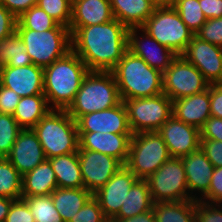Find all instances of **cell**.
I'll return each mask as SVG.
<instances>
[{
  "label": "cell",
  "instance_id": "cell-38",
  "mask_svg": "<svg viewBox=\"0 0 222 222\" xmlns=\"http://www.w3.org/2000/svg\"><path fill=\"white\" fill-rule=\"evenodd\" d=\"M199 39L222 47V17L207 19L195 33Z\"/></svg>",
  "mask_w": 222,
  "mask_h": 222
},
{
  "label": "cell",
  "instance_id": "cell-54",
  "mask_svg": "<svg viewBox=\"0 0 222 222\" xmlns=\"http://www.w3.org/2000/svg\"><path fill=\"white\" fill-rule=\"evenodd\" d=\"M105 222H117V221H115L113 219H107Z\"/></svg>",
  "mask_w": 222,
  "mask_h": 222
},
{
  "label": "cell",
  "instance_id": "cell-17",
  "mask_svg": "<svg viewBox=\"0 0 222 222\" xmlns=\"http://www.w3.org/2000/svg\"><path fill=\"white\" fill-rule=\"evenodd\" d=\"M76 123L78 132L133 134L123 101L115 107L82 115Z\"/></svg>",
  "mask_w": 222,
  "mask_h": 222
},
{
  "label": "cell",
  "instance_id": "cell-5",
  "mask_svg": "<svg viewBox=\"0 0 222 222\" xmlns=\"http://www.w3.org/2000/svg\"><path fill=\"white\" fill-rule=\"evenodd\" d=\"M32 129L46 159L78 152L77 123L66 110L51 109Z\"/></svg>",
  "mask_w": 222,
  "mask_h": 222
},
{
  "label": "cell",
  "instance_id": "cell-9",
  "mask_svg": "<svg viewBox=\"0 0 222 222\" xmlns=\"http://www.w3.org/2000/svg\"><path fill=\"white\" fill-rule=\"evenodd\" d=\"M128 124L133 134L158 131L172 116V100L165 94L126 99Z\"/></svg>",
  "mask_w": 222,
  "mask_h": 222
},
{
  "label": "cell",
  "instance_id": "cell-23",
  "mask_svg": "<svg viewBox=\"0 0 222 222\" xmlns=\"http://www.w3.org/2000/svg\"><path fill=\"white\" fill-rule=\"evenodd\" d=\"M172 115L199 130L210 114V85L201 93L172 101Z\"/></svg>",
  "mask_w": 222,
  "mask_h": 222
},
{
  "label": "cell",
  "instance_id": "cell-25",
  "mask_svg": "<svg viewBox=\"0 0 222 222\" xmlns=\"http://www.w3.org/2000/svg\"><path fill=\"white\" fill-rule=\"evenodd\" d=\"M58 187L55 172L48 159L22 176V196L50 195Z\"/></svg>",
  "mask_w": 222,
  "mask_h": 222
},
{
  "label": "cell",
  "instance_id": "cell-45",
  "mask_svg": "<svg viewBox=\"0 0 222 222\" xmlns=\"http://www.w3.org/2000/svg\"><path fill=\"white\" fill-rule=\"evenodd\" d=\"M200 139L222 141V119L210 116L200 129Z\"/></svg>",
  "mask_w": 222,
  "mask_h": 222
},
{
  "label": "cell",
  "instance_id": "cell-21",
  "mask_svg": "<svg viewBox=\"0 0 222 222\" xmlns=\"http://www.w3.org/2000/svg\"><path fill=\"white\" fill-rule=\"evenodd\" d=\"M181 159L190 197L196 201L200 200L201 196L203 197L208 192L214 166L200 148ZM193 191L196 192L195 195L198 191L200 197L193 195Z\"/></svg>",
  "mask_w": 222,
  "mask_h": 222
},
{
  "label": "cell",
  "instance_id": "cell-40",
  "mask_svg": "<svg viewBox=\"0 0 222 222\" xmlns=\"http://www.w3.org/2000/svg\"><path fill=\"white\" fill-rule=\"evenodd\" d=\"M222 203L195 200L196 222H222Z\"/></svg>",
  "mask_w": 222,
  "mask_h": 222
},
{
  "label": "cell",
  "instance_id": "cell-34",
  "mask_svg": "<svg viewBox=\"0 0 222 222\" xmlns=\"http://www.w3.org/2000/svg\"><path fill=\"white\" fill-rule=\"evenodd\" d=\"M21 198L27 202L35 222H65L56 210L51 195Z\"/></svg>",
  "mask_w": 222,
  "mask_h": 222
},
{
  "label": "cell",
  "instance_id": "cell-11",
  "mask_svg": "<svg viewBox=\"0 0 222 222\" xmlns=\"http://www.w3.org/2000/svg\"><path fill=\"white\" fill-rule=\"evenodd\" d=\"M202 73L183 56H176L163 73V93L172 101L198 94L208 89Z\"/></svg>",
  "mask_w": 222,
  "mask_h": 222
},
{
  "label": "cell",
  "instance_id": "cell-3",
  "mask_svg": "<svg viewBox=\"0 0 222 222\" xmlns=\"http://www.w3.org/2000/svg\"><path fill=\"white\" fill-rule=\"evenodd\" d=\"M111 72L122 101L154 97L163 93V73L128 50Z\"/></svg>",
  "mask_w": 222,
  "mask_h": 222
},
{
  "label": "cell",
  "instance_id": "cell-28",
  "mask_svg": "<svg viewBox=\"0 0 222 222\" xmlns=\"http://www.w3.org/2000/svg\"><path fill=\"white\" fill-rule=\"evenodd\" d=\"M55 172L60 188H82L84 183L81 176L78 152L55 156L48 159Z\"/></svg>",
  "mask_w": 222,
  "mask_h": 222
},
{
  "label": "cell",
  "instance_id": "cell-52",
  "mask_svg": "<svg viewBox=\"0 0 222 222\" xmlns=\"http://www.w3.org/2000/svg\"><path fill=\"white\" fill-rule=\"evenodd\" d=\"M176 0H151L155 8L174 7Z\"/></svg>",
  "mask_w": 222,
  "mask_h": 222
},
{
  "label": "cell",
  "instance_id": "cell-41",
  "mask_svg": "<svg viewBox=\"0 0 222 222\" xmlns=\"http://www.w3.org/2000/svg\"><path fill=\"white\" fill-rule=\"evenodd\" d=\"M4 222H35L29 206L24 199L14 200Z\"/></svg>",
  "mask_w": 222,
  "mask_h": 222
},
{
  "label": "cell",
  "instance_id": "cell-48",
  "mask_svg": "<svg viewBox=\"0 0 222 222\" xmlns=\"http://www.w3.org/2000/svg\"><path fill=\"white\" fill-rule=\"evenodd\" d=\"M0 3L18 18L23 12L37 5L38 0H0Z\"/></svg>",
  "mask_w": 222,
  "mask_h": 222
},
{
  "label": "cell",
  "instance_id": "cell-53",
  "mask_svg": "<svg viewBox=\"0 0 222 222\" xmlns=\"http://www.w3.org/2000/svg\"><path fill=\"white\" fill-rule=\"evenodd\" d=\"M5 159H7V156L0 151V163H2Z\"/></svg>",
  "mask_w": 222,
  "mask_h": 222
},
{
  "label": "cell",
  "instance_id": "cell-29",
  "mask_svg": "<svg viewBox=\"0 0 222 222\" xmlns=\"http://www.w3.org/2000/svg\"><path fill=\"white\" fill-rule=\"evenodd\" d=\"M153 201L146 180L138 179L128 191L125 202L113 220H121L151 210Z\"/></svg>",
  "mask_w": 222,
  "mask_h": 222
},
{
  "label": "cell",
  "instance_id": "cell-6",
  "mask_svg": "<svg viewBox=\"0 0 222 222\" xmlns=\"http://www.w3.org/2000/svg\"><path fill=\"white\" fill-rule=\"evenodd\" d=\"M26 46L32 63L45 68L72 50L71 32L59 24L48 31L16 29Z\"/></svg>",
  "mask_w": 222,
  "mask_h": 222
},
{
  "label": "cell",
  "instance_id": "cell-42",
  "mask_svg": "<svg viewBox=\"0 0 222 222\" xmlns=\"http://www.w3.org/2000/svg\"><path fill=\"white\" fill-rule=\"evenodd\" d=\"M200 200L209 203H222V167L214 168L208 192Z\"/></svg>",
  "mask_w": 222,
  "mask_h": 222
},
{
  "label": "cell",
  "instance_id": "cell-22",
  "mask_svg": "<svg viewBox=\"0 0 222 222\" xmlns=\"http://www.w3.org/2000/svg\"><path fill=\"white\" fill-rule=\"evenodd\" d=\"M114 19L110 0H72L71 35L80 27L99 25Z\"/></svg>",
  "mask_w": 222,
  "mask_h": 222
},
{
  "label": "cell",
  "instance_id": "cell-4",
  "mask_svg": "<svg viewBox=\"0 0 222 222\" xmlns=\"http://www.w3.org/2000/svg\"><path fill=\"white\" fill-rule=\"evenodd\" d=\"M121 102L112 72L89 71L66 111L77 121L82 115L115 107Z\"/></svg>",
  "mask_w": 222,
  "mask_h": 222
},
{
  "label": "cell",
  "instance_id": "cell-24",
  "mask_svg": "<svg viewBox=\"0 0 222 222\" xmlns=\"http://www.w3.org/2000/svg\"><path fill=\"white\" fill-rule=\"evenodd\" d=\"M110 4L114 18L128 29L141 28L155 9L151 0H110Z\"/></svg>",
  "mask_w": 222,
  "mask_h": 222
},
{
  "label": "cell",
  "instance_id": "cell-30",
  "mask_svg": "<svg viewBox=\"0 0 222 222\" xmlns=\"http://www.w3.org/2000/svg\"><path fill=\"white\" fill-rule=\"evenodd\" d=\"M155 222H196L195 200L155 202Z\"/></svg>",
  "mask_w": 222,
  "mask_h": 222
},
{
  "label": "cell",
  "instance_id": "cell-12",
  "mask_svg": "<svg viewBox=\"0 0 222 222\" xmlns=\"http://www.w3.org/2000/svg\"><path fill=\"white\" fill-rule=\"evenodd\" d=\"M84 188L92 195L123 166L116 158L97 151L78 149Z\"/></svg>",
  "mask_w": 222,
  "mask_h": 222
},
{
  "label": "cell",
  "instance_id": "cell-13",
  "mask_svg": "<svg viewBox=\"0 0 222 222\" xmlns=\"http://www.w3.org/2000/svg\"><path fill=\"white\" fill-rule=\"evenodd\" d=\"M181 56L193 64L209 84H222V47L194 35Z\"/></svg>",
  "mask_w": 222,
  "mask_h": 222
},
{
  "label": "cell",
  "instance_id": "cell-27",
  "mask_svg": "<svg viewBox=\"0 0 222 222\" xmlns=\"http://www.w3.org/2000/svg\"><path fill=\"white\" fill-rule=\"evenodd\" d=\"M51 108L44 94L21 97L13 117L22 129H32Z\"/></svg>",
  "mask_w": 222,
  "mask_h": 222
},
{
  "label": "cell",
  "instance_id": "cell-31",
  "mask_svg": "<svg viewBox=\"0 0 222 222\" xmlns=\"http://www.w3.org/2000/svg\"><path fill=\"white\" fill-rule=\"evenodd\" d=\"M31 64L32 60L17 31L0 40V66L21 67Z\"/></svg>",
  "mask_w": 222,
  "mask_h": 222
},
{
  "label": "cell",
  "instance_id": "cell-47",
  "mask_svg": "<svg viewBox=\"0 0 222 222\" xmlns=\"http://www.w3.org/2000/svg\"><path fill=\"white\" fill-rule=\"evenodd\" d=\"M210 114L222 119V84H210Z\"/></svg>",
  "mask_w": 222,
  "mask_h": 222
},
{
  "label": "cell",
  "instance_id": "cell-14",
  "mask_svg": "<svg viewBox=\"0 0 222 222\" xmlns=\"http://www.w3.org/2000/svg\"><path fill=\"white\" fill-rule=\"evenodd\" d=\"M142 32L140 34L139 32ZM138 34L140 36H138ZM128 51L142 58L150 67L164 73L177 56L165 45L159 44L142 28L128 30Z\"/></svg>",
  "mask_w": 222,
  "mask_h": 222
},
{
  "label": "cell",
  "instance_id": "cell-16",
  "mask_svg": "<svg viewBox=\"0 0 222 222\" xmlns=\"http://www.w3.org/2000/svg\"><path fill=\"white\" fill-rule=\"evenodd\" d=\"M137 180L138 178L123 165L101 189L93 194L107 219H113L119 213L128 191Z\"/></svg>",
  "mask_w": 222,
  "mask_h": 222
},
{
  "label": "cell",
  "instance_id": "cell-26",
  "mask_svg": "<svg viewBox=\"0 0 222 222\" xmlns=\"http://www.w3.org/2000/svg\"><path fill=\"white\" fill-rule=\"evenodd\" d=\"M56 210L60 213L65 222H69L71 217L85 205L93 196L84 187L82 188H60L57 187L51 194Z\"/></svg>",
  "mask_w": 222,
  "mask_h": 222
},
{
  "label": "cell",
  "instance_id": "cell-19",
  "mask_svg": "<svg viewBox=\"0 0 222 222\" xmlns=\"http://www.w3.org/2000/svg\"><path fill=\"white\" fill-rule=\"evenodd\" d=\"M7 159L23 176L46 160L43 148L33 129H22Z\"/></svg>",
  "mask_w": 222,
  "mask_h": 222
},
{
  "label": "cell",
  "instance_id": "cell-7",
  "mask_svg": "<svg viewBox=\"0 0 222 222\" xmlns=\"http://www.w3.org/2000/svg\"><path fill=\"white\" fill-rule=\"evenodd\" d=\"M171 158L168 148L157 132L132 135L125 166L138 178L146 180Z\"/></svg>",
  "mask_w": 222,
  "mask_h": 222
},
{
  "label": "cell",
  "instance_id": "cell-35",
  "mask_svg": "<svg viewBox=\"0 0 222 222\" xmlns=\"http://www.w3.org/2000/svg\"><path fill=\"white\" fill-rule=\"evenodd\" d=\"M174 8L194 34L207 20L201 10L199 0H176Z\"/></svg>",
  "mask_w": 222,
  "mask_h": 222
},
{
  "label": "cell",
  "instance_id": "cell-44",
  "mask_svg": "<svg viewBox=\"0 0 222 222\" xmlns=\"http://www.w3.org/2000/svg\"><path fill=\"white\" fill-rule=\"evenodd\" d=\"M21 97L13 90L0 84V113L13 115Z\"/></svg>",
  "mask_w": 222,
  "mask_h": 222
},
{
  "label": "cell",
  "instance_id": "cell-8",
  "mask_svg": "<svg viewBox=\"0 0 222 222\" xmlns=\"http://www.w3.org/2000/svg\"><path fill=\"white\" fill-rule=\"evenodd\" d=\"M141 28L177 56L184 53L195 35L174 7L155 8Z\"/></svg>",
  "mask_w": 222,
  "mask_h": 222
},
{
  "label": "cell",
  "instance_id": "cell-37",
  "mask_svg": "<svg viewBox=\"0 0 222 222\" xmlns=\"http://www.w3.org/2000/svg\"><path fill=\"white\" fill-rule=\"evenodd\" d=\"M21 130L12 115L0 113V151L6 156L10 153Z\"/></svg>",
  "mask_w": 222,
  "mask_h": 222
},
{
  "label": "cell",
  "instance_id": "cell-49",
  "mask_svg": "<svg viewBox=\"0 0 222 222\" xmlns=\"http://www.w3.org/2000/svg\"><path fill=\"white\" fill-rule=\"evenodd\" d=\"M206 19L222 17V0H199Z\"/></svg>",
  "mask_w": 222,
  "mask_h": 222
},
{
  "label": "cell",
  "instance_id": "cell-32",
  "mask_svg": "<svg viewBox=\"0 0 222 222\" xmlns=\"http://www.w3.org/2000/svg\"><path fill=\"white\" fill-rule=\"evenodd\" d=\"M0 196L14 200L22 196V175L8 159L0 163Z\"/></svg>",
  "mask_w": 222,
  "mask_h": 222
},
{
  "label": "cell",
  "instance_id": "cell-36",
  "mask_svg": "<svg viewBox=\"0 0 222 222\" xmlns=\"http://www.w3.org/2000/svg\"><path fill=\"white\" fill-rule=\"evenodd\" d=\"M37 6L42 8L59 24L69 28L71 23L72 0H38Z\"/></svg>",
  "mask_w": 222,
  "mask_h": 222
},
{
  "label": "cell",
  "instance_id": "cell-46",
  "mask_svg": "<svg viewBox=\"0 0 222 222\" xmlns=\"http://www.w3.org/2000/svg\"><path fill=\"white\" fill-rule=\"evenodd\" d=\"M17 17L0 3V40L16 31Z\"/></svg>",
  "mask_w": 222,
  "mask_h": 222
},
{
  "label": "cell",
  "instance_id": "cell-2",
  "mask_svg": "<svg viewBox=\"0 0 222 222\" xmlns=\"http://www.w3.org/2000/svg\"><path fill=\"white\" fill-rule=\"evenodd\" d=\"M88 72L85 63L72 50L45 67L43 94L49 107L66 110L73 102Z\"/></svg>",
  "mask_w": 222,
  "mask_h": 222
},
{
  "label": "cell",
  "instance_id": "cell-39",
  "mask_svg": "<svg viewBox=\"0 0 222 222\" xmlns=\"http://www.w3.org/2000/svg\"><path fill=\"white\" fill-rule=\"evenodd\" d=\"M106 220L99 202L92 196L69 222H105Z\"/></svg>",
  "mask_w": 222,
  "mask_h": 222
},
{
  "label": "cell",
  "instance_id": "cell-10",
  "mask_svg": "<svg viewBox=\"0 0 222 222\" xmlns=\"http://www.w3.org/2000/svg\"><path fill=\"white\" fill-rule=\"evenodd\" d=\"M153 203L193 200L181 158L171 157L146 179Z\"/></svg>",
  "mask_w": 222,
  "mask_h": 222
},
{
  "label": "cell",
  "instance_id": "cell-20",
  "mask_svg": "<svg viewBox=\"0 0 222 222\" xmlns=\"http://www.w3.org/2000/svg\"><path fill=\"white\" fill-rule=\"evenodd\" d=\"M79 148L97 151L118 159L125 165L133 134L78 132Z\"/></svg>",
  "mask_w": 222,
  "mask_h": 222
},
{
  "label": "cell",
  "instance_id": "cell-15",
  "mask_svg": "<svg viewBox=\"0 0 222 222\" xmlns=\"http://www.w3.org/2000/svg\"><path fill=\"white\" fill-rule=\"evenodd\" d=\"M173 158H182L200 148V130L173 115L157 131Z\"/></svg>",
  "mask_w": 222,
  "mask_h": 222
},
{
  "label": "cell",
  "instance_id": "cell-51",
  "mask_svg": "<svg viewBox=\"0 0 222 222\" xmlns=\"http://www.w3.org/2000/svg\"><path fill=\"white\" fill-rule=\"evenodd\" d=\"M14 199L0 196V222H4Z\"/></svg>",
  "mask_w": 222,
  "mask_h": 222
},
{
  "label": "cell",
  "instance_id": "cell-33",
  "mask_svg": "<svg viewBox=\"0 0 222 222\" xmlns=\"http://www.w3.org/2000/svg\"><path fill=\"white\" fill-rule=\"evenodd\" d=\"M58 25L59 23L42 8L34 5L17 18L16 29H31L41 32L56 28Z\"/></svg>",
  "mask_w": 222,
  "mask_h": 222
},
{
  "label": "cell",
  "instance_id": "cell-43",
  "mask_svg": "<svg viewBox=\"0 0 222 222\" xmlns=\"http://www.w3.org/2000/svg\"><path fill=\"white\" fill-rule=\"evenodd\" d=\"M200 149L214 168L222 167V141L200 139Z\"/></svg>",
  "mask_w": 222,
  "mask_h": 222
},
{
  "label": "cell",
  "instance_id": "cell-1",
  "mask_svg": "<svg viewBox=\"0 0 222 222\" xmlns=\"http://www.w3.org/2000/svg\"><path fill=\"white\" fill-rule=\"evenodd\" d=\"M128 30L115 18L80 27L71 35L72 51L89 71L111 72L128 50Z\"/></svg>",
  "mask_w": 222,
  "mask_h": 222
},
{
  "label": "cell",
  "instance_id": "cell-50",
  "mask_svg": "<svg viewBox=\"0 0 222 222\" xmlns=\"http://www.w3.org/2000/svg\"><path fill=\"white\" fill-rule=\"evenodd\" d=\"M115 221L117 222H155L154 211L153 209H151L142 214H138L130 218L115 220Z\"/></svg>",
  "mask_w": 222,
  "mask_h": 222
},
{
  "label": "cell",
  "instance_id": "cell-18",
  "mask_svg": "<svg viewBox=\"0 0 222 222\" xmlns=\"http://www.w3.org/2000/svg\"><path fill=\"white\" fill-rule=\"evenodd\" d=\"M43 76L44 68L34 64L0 66V84L15 91L20 97L43 94Z\"/></svg>",
  "mask_w": 222,
  "mask_h": 222
}]
</instances>
